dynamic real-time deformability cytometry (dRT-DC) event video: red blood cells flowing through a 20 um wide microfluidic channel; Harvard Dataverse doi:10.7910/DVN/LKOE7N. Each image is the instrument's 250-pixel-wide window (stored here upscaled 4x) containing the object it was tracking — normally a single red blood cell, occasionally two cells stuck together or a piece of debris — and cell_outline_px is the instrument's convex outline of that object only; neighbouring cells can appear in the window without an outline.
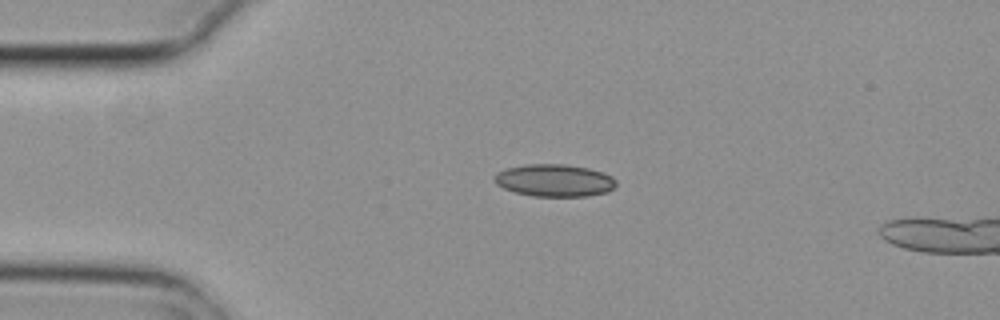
{"species": "common noctule bat (a hibernating species)", "species_latin": "Nyctalus noctula", "temperature_condition": "cold", "stored_images_in_passage": 5, "camera_frame_rate_fps": 3000, "um_per_image_px": 0.085, "animal": {"sex": "female", "body_mass_g": 29.2, "forearm_length_mm": 56.3}, "frame": {"image": 1, "passage_image": 3, "time_ms": 0.667, "image_size_px": [1000, 320], "cell_outline_px": [[616, 184], [608, 192], [588, 196], [532, 196], [516, 192], [504, 188], [496, 184], [492, 176], [496, 172], [504, 168], [528, 164], [564, 164], [588, 168], [604, 172], [612, 176], [616, 180]], "centroid_in_image_um": [47.11, 15.33], "position_along_channel_um": 37.9, "area_um2": 23.12}}